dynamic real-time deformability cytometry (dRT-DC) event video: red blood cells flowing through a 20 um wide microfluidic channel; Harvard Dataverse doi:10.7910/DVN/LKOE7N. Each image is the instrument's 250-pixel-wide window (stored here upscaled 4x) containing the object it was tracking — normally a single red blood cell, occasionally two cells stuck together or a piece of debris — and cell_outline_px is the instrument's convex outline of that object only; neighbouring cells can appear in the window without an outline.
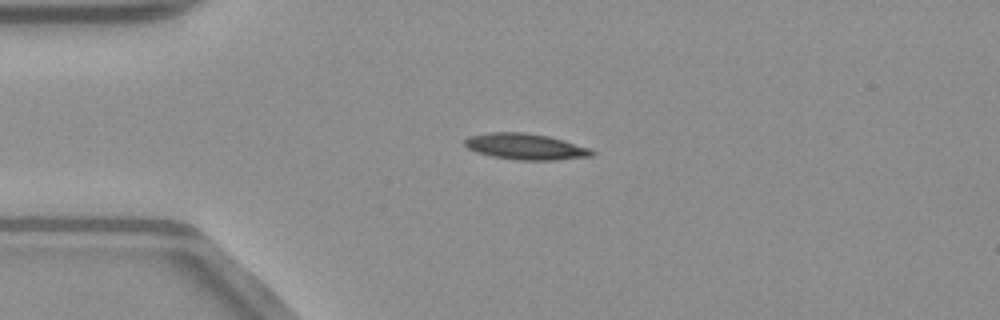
{"species": "common noctule bat (a hibernating species)", "species_latin": "Nyctalus noctula", "temperature_condition": "warm", "stored_images_in_passage": 40, "camera_frame_rate_fps": 3000, "um_per_image_px": 0.085, "animal": {"sex": "male", "body_mass_g": 23.1, "forearm_length_mm": 52.7}, "frame": {"image": 1, "passage_image": 1, "time_ms": 0.0, "image_size_px": [1000, 320], "cell_outline_px": [[596, 152], [592, 156], [556, 160], [520, 160], [492, 156], [476, 152], [468, 148], [464, 144], [464, 140], [468, 136], [488, 132], [524, 132], [548, 136], [564, 140], [588, 148]], "centroid_in_image_um": [44.65, 12.45], "position_along_channel_um": 40.4, "area_um2": 19.31}}
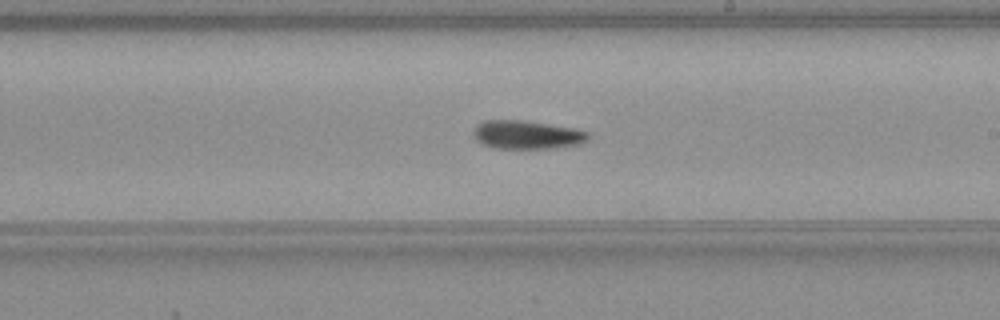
{"frame": {"image": 2, "passage_image": 18, "time_ms": 5.667, "image_size_px": [1000, 320], "cell_outline_px": [[588, 140], [580, 144], [556, 148], [496, 148], [484, 144], [476, 140], [472, 136], [472, 132], [476, 124], [484, 120], [524, 120], [572, 128], [588, 132]], "centroid_in_image_um": [44.75, 11.45], "position_along_channel_um": 244.3, "area_um2": 19.07}}
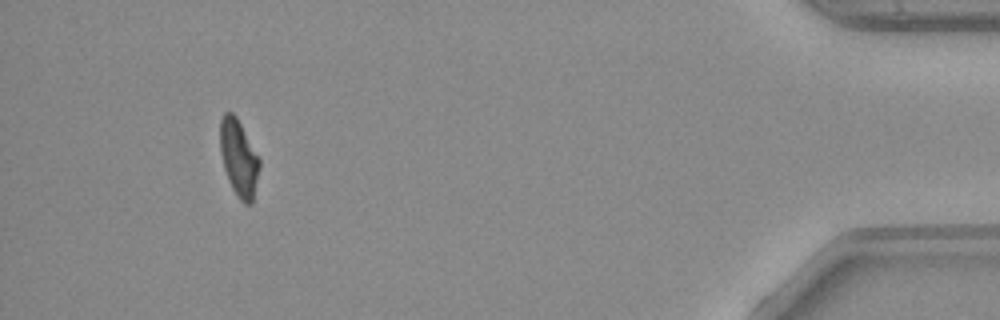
{"frame": {"image": 3, "passage_image": 36, "time_ms": 11.667, "image_size_px": [1000, 320], "cell_outline_px": [[260, 168], [252, 204], [244, 204], [240, 200], [232, 188], [228, 180], [224, 168], [220, 152], [220, 120], [224, 112], [232, 112], [236, 116], [260, 156]], "centroid_in_image_um": [20.31, 13.42], "position_along_channel_um": 414.9, "area_um2": 17.86}, "authors_computed_cell_mechanics": {"area_um2": 18.8139, "velocity_mm_per_s": 4.0601, "shape_relaxation_time_tau1_ms": 7.4692, "shape_relaxation_time_tau2_ms": null, "deformation_change_tau1": 0.2271, "deformation_change_tau2": null}}